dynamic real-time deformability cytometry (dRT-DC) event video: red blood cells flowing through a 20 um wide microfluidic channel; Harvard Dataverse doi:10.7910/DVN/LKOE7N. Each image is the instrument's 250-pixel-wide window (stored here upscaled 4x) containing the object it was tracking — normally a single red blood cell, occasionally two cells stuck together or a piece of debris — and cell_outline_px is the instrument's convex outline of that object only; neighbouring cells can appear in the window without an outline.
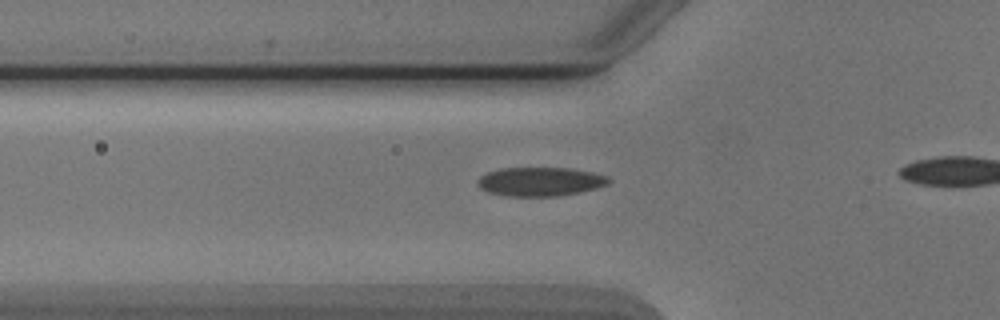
{"species": "Egyptian fruit bat (a non-hibernating species)", "species_latin": "Rousettus aegyptiacus", "temperature_condition": "cold", "stored_images_in_passage": 22, "camera_frame_rate_fps": 3000, "um_per_image_px": 0.085, "animal": {"sex": "male"}, "frame": {"image": 1, "passage_image": 4, "time_ms": 1.0, "image_size_px": [1000, 320], "cell_outline_px": [[612, 180], [608, 184], [596, 188], [580, 192], [560, 196], [504, 196], [488, 192], [480, 188], [476, 184], [476, 180], [480, 176], [488, 172], [500, 168], [568, 168], [592, 172], [608, 176]], "centroid_in_image_um": [45.9, 15.44], "position_along_channel_um": 79.9, "area_um2": 22.25}}
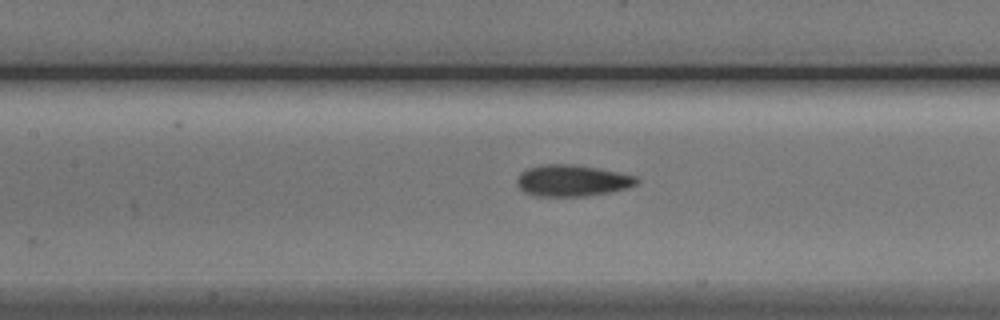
{"frame": {"image": 2, "passage_image": 10, "time_ms": 3.0, "image_size_px": [1000, 320], "cell_outline_px": [[640, 180], [636, 184], [612, 192], [584, 196], [536, 196], [524, 192], [516, 184], [516, 180], [520, 172], [528, 168], [540, 164], [572, 164], [596, 168], [636, 176]], "centroid_in_image_um": [48.58, 15.35], "position_along_channel_um": 158.8, "area_um2": 21.91}}
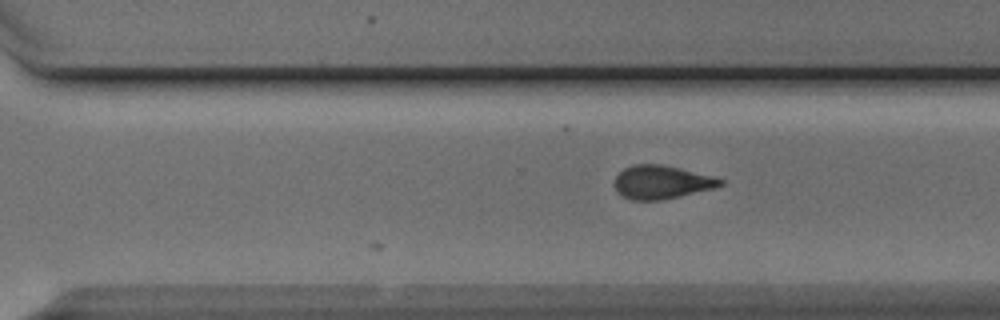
{"frame": {"image": 3, "passage_image": 22, "time_ms": 7.0, "image_size_px": [1000, 320], "cell_outline_px": [[724, 184], [716, 188], [680, 196], [660, 200], [632, 200], [624, 196], [616, 188], [616, 176], [624, 168], [632, 164], [660, 164], [680, 168], [724, 180]], "centroid_in_image_um": [56.25, 15.48], "position_along_channel_um": 314.3, "area_um2": 20.29}}